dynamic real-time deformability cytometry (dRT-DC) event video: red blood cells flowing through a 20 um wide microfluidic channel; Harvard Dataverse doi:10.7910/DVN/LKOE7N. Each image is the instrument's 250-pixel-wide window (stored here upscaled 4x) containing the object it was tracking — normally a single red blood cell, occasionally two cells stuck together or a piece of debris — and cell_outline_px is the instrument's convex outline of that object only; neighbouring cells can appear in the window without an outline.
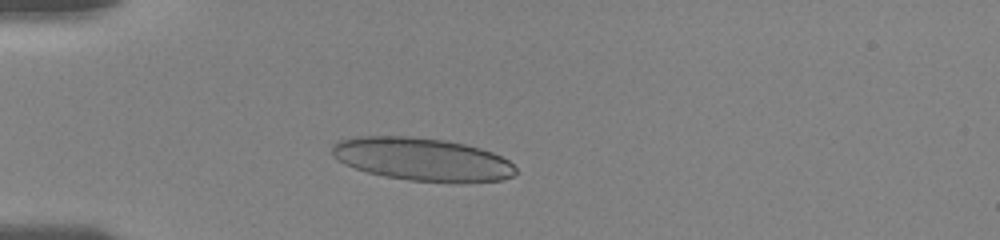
{"species": "human", "species_latin": "Homo sapiens", "temperature_condition": "room temperature", "stored_images_in_passage": 33, "camera_frame_rate_fps": 3000, "um_per_image_px": 0.085, "donor": {"sex": "female"}, "frame": {"image": 1, "passage_image": 4, "time_ms": 1.333, "image_size_px": [1000, 240], "cell_outline_px": [[516, 172], [512, 176], [500, 180], [464, 184], [460, 184], [408, 180], [384, 176], [368, 172], [344, 164], [332, 156], [332, 144], [336, 140], [360, 136], [412, 136], [444, 140], [464, 144], [480, 148], [492, 152], [508, 160], [516, 168]], "centroid_in_image_um": [35.88, 13.55], "position_along_channel_um": 49.1, "area_um2": 46.53}}
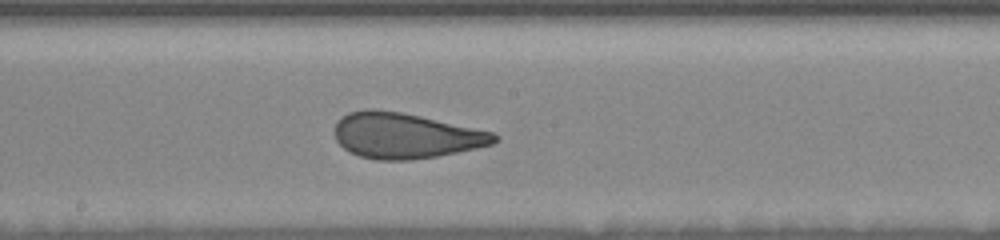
{"frame": {"image": 2, "passage_image": 17, "time_ms": 6.333, "image_size_px": [1000, 240], "cell_outline_px": [[500, 140], [492, 144], [476, 148], [436, 156], [412, 160], [376, 160], [360, 156], [344, 148], [336, 140], [332, 132], [332, 128], [336, 120], [340, 116], [348, 112], [368, 108], [376, 108], [400, 112], [420, 116], [492, 132], [500, 136]], "centroid_in_image_um": [34.39, 11.52], "position_along_channel_um": 213.8, "area_um2": 42.6}}
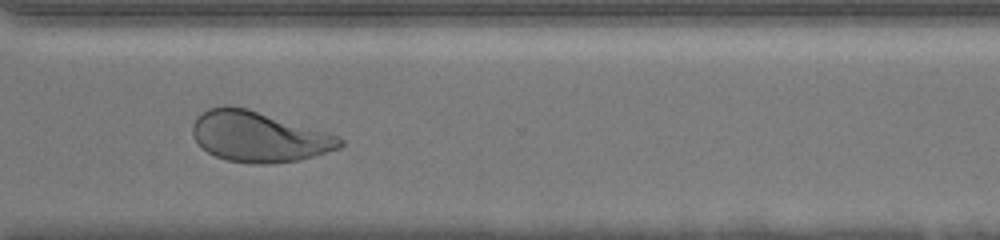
{"frame": {"image": 3, "passage_image": 32, "time_ms": 10.0, "image_size_px": [1000, 240], "cell_outline_px": [[344, 144], [340, 148], [300, 160], [272, 164], [252, 164], [228, 160], [216, 156], [208, 152], [196, 140], [192, 132], [192, 124], [196, 116], [208, 108], [224, 104], [248, 108], [340, 136], [344, 140]], "centroid_in_image_um": [22.0, 11.61], "position_along_channel_um": 348.6, "area_um2": 43.58}}